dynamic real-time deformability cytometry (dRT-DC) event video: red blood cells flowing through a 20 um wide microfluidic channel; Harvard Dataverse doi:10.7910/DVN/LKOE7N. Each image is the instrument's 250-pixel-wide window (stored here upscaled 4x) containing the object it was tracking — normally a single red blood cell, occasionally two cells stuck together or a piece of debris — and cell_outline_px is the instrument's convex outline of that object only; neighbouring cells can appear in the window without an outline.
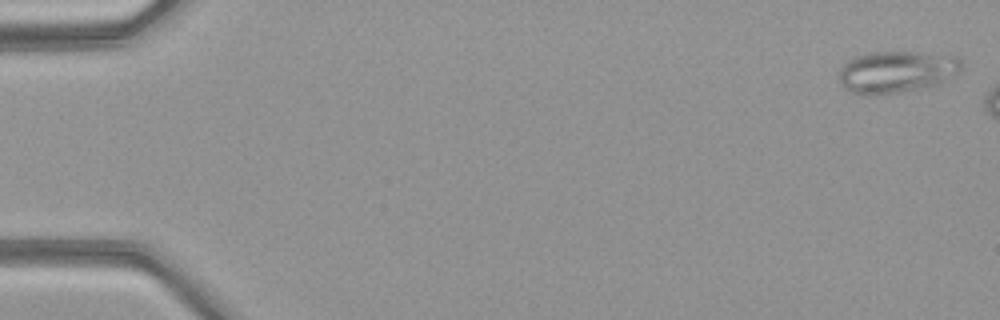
{"species": "common noctule bat (a hibernating species)", "species_latin": "Nyctalus noctula", "temperature_condition": "warm", "stored_images_in_passage": 15, "camera_frame_rate_fps": 3000, "um_per_image_px": 0.085, "animal": {"sex": "female", "body_mass_g": 21.9}, "frame": {"image": 1, "passage_image": 1, "time_ms": 0.0, "image_size_px": [1000, 320], "cell_outline_px": [[964, 68], [944, 80], [936, 84], [920, 88], [900, 92], [868, 96], [860, 96], [844, 88], [840, 84], [840, 68], [848, 60], [856, 56], [868, 52], [916, 52], [960, 56], [964, 64]], "centroid_in_image_um": [76.2, 6.1], "position_along_channel_um": 8.8, "area_um2": 30.11}}